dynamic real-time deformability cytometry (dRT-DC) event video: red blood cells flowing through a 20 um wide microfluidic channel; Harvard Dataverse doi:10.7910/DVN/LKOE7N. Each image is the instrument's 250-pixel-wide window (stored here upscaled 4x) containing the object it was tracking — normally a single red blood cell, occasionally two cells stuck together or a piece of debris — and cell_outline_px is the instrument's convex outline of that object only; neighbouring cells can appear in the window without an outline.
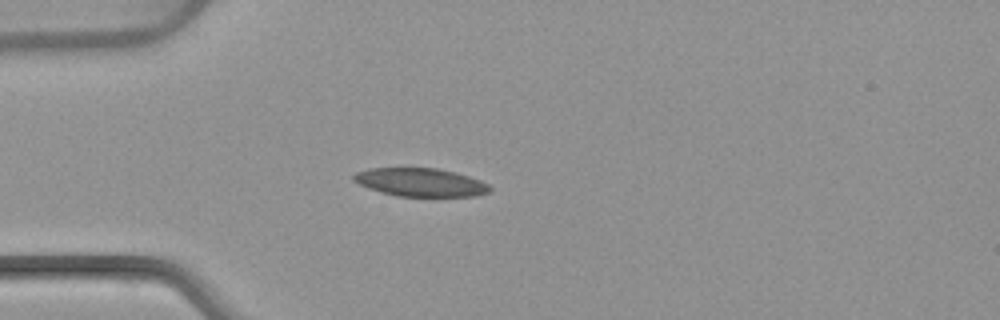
{"species": "common noctule bat (a hibernating species)", "species_latin": "Nyctalus noctula", "temperature_condition": "warm", "stored_images_in_passage": 2, "camera_frame_rate_fps": 3000, "um_per_image_px": 0.085, "animal": {"sex": "female", "body_mass_g": 22.7, "forearm_length_mm": 54.2}, "frame": {"image": 1, "passage_image": 2, "time_ms": 2.0, "image_size_px": [1000, 320], "cell_outline_px": [[492, 192], [476, 196], [396, 196], [380, 192], [368, 188], [352, 180], [352, 176], [356, 172], [368, 168], [436, 168], [456, 172], [480, 180], [488, 184], [492, 188]], "centroid_in_image_um": [35.75, 15.5], "position_along_channel_um": 49.2, "area_um2": 22.6}}